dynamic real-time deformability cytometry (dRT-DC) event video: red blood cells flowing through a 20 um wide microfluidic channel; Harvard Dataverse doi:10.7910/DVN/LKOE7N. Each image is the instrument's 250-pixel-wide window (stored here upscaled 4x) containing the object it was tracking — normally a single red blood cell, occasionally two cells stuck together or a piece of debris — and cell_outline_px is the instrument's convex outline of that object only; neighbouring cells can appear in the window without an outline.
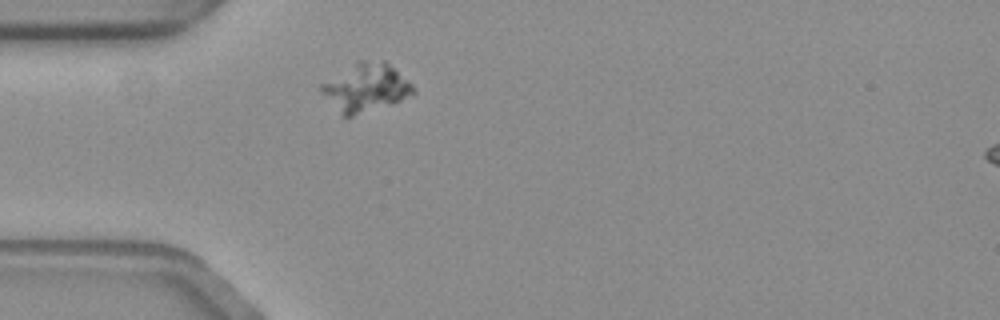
{"species": "common noctule bat (a hibernating species)", "species_latin": "Nyctalus noctula", "temperature_condition": "warm", "stored_images_in_passage": 5, "camera_frame_rate_fps": 3000, "um_per_image_px": 0.085, "animal": {"sex": "female", "body_mass_g": 19.3, "forearm_length_mm": 54.1}, "frame": {"image": 1, "passage_image": 1, "time_ms": 0.0, "image_size_px": [1000, 320], "cell_outline_px": [[416, 92], [412, 96], [392, 104], [352, 116], [344, 116], [320, 92], [320, 84], [356, 60], [384, 60], [412, 84], [416, 88]], "centroid_in_image_um": [31.11, 7.42], "position_along_channel_um": 53.9, "area_um2": 25.78}}